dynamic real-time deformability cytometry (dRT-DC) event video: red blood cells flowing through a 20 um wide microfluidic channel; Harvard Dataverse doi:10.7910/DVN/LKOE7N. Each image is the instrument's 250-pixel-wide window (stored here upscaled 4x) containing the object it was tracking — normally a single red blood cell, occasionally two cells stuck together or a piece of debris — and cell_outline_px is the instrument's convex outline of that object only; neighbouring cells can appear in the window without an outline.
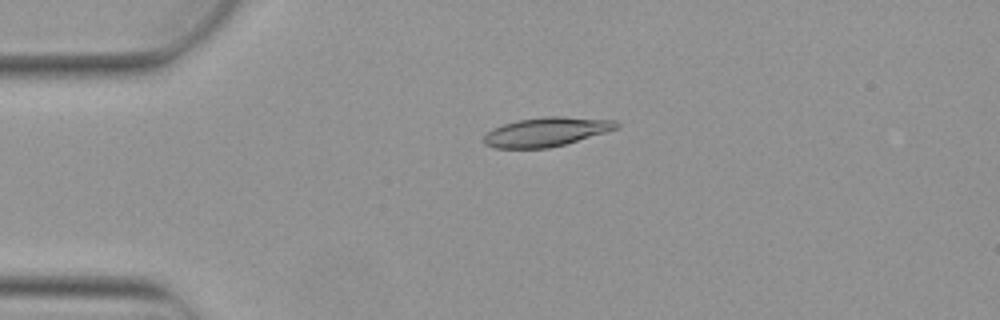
{"species": "Egyptian fruit bat (a non-hibernating species)", "species_latin": "Rousettus aegyptiacus", "temperature_condition": "warm", "stored_images_in_passage": 5, "camera_frame_rate_fps": 3000, "um_per_image_px": 0.085, "animal": {"sex": "female"}, "frame": {"image": 1, "passage_image": 4, "time_ms": 1.0, "image_size_px": [1000, 320], "cell_outline_px": [[620, 128], [564, 144], [548, 148], [496, 148], [484, 144], [484, 136], [492, 128], [516, 120], [544, 116], [564, 116], [616, 120], [620, 124]], "centroid_in_image_um": [46.46, 11.19], "position_along_channel_um": 38.5, "area_um2": 22.54}}